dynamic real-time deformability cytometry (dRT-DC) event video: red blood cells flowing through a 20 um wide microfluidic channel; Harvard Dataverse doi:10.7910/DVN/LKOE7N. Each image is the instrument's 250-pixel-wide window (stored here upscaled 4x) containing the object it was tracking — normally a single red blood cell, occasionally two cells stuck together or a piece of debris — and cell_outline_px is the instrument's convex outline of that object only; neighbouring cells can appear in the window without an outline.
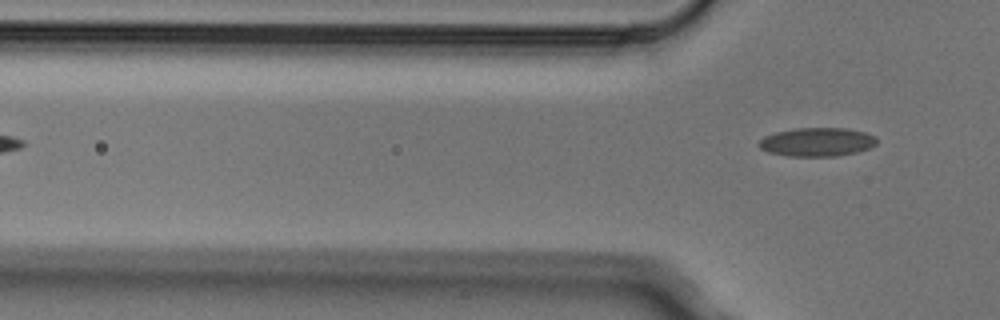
{"species": "Egyptian fruit bat (a non-hibernating species)", "species_latin": "Rousettus aegyptiacus", "temperature_condition": "cold", "stored_images_in_passage": 5, "segment_of_instrument_passage": [2, 2], "camera_frame_rate_fps": 3000, "um_per_image_px": 0.085, "animal": {"sex": "male"}, "frame": {"image": 1, "passage_image": 5, "time_ms": 1.333, "image_size_px": [1000, 320], "cell_outline_px": [[876, 144], [868, 148], [856, 152], [836, 156], [788, 156], [768, 152], [760, 148], [756, 144], [764, 136], [776, 132], [796, 128], [848, 128], [864, 132], [876, 136]], "centroid_in_image_um": [69.43, 12.06], "position_along_channel_um": 56.4, "area_um2": 19.71}}